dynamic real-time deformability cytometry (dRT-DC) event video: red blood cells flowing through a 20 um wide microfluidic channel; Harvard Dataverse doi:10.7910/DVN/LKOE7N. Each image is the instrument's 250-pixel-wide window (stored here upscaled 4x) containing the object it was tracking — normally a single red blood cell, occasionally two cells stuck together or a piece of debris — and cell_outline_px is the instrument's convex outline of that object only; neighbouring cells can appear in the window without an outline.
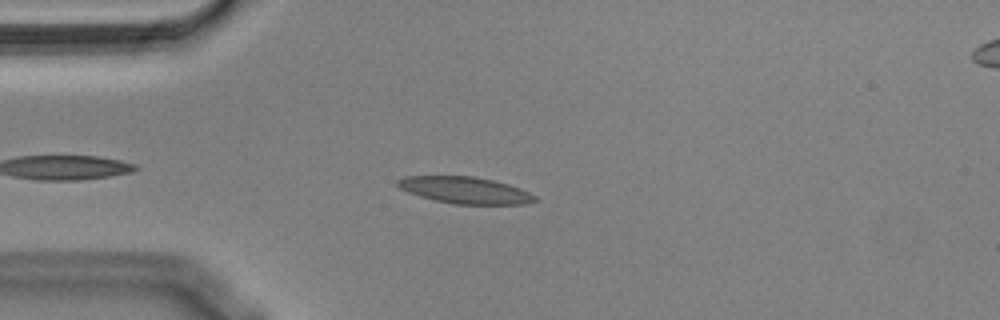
{"species": "Egyptian fruit bat (a non-hibernating species)", "species_latin": "Rousettus aegyptiacus", "temperature_condition": "cold", "stored_images_in_passage": 44, "camera_frame_rate_fps": 3000, "um_per_image_px": 0.085, "animal": {"sex": "male"}, "frame": {"image": 1, "passage_image": 6, "time_ms": 1.667, "image_size_px": [1000, 320], "cell_outline_px": [[536, 200], [528, 204], [452, 204], [420, 196], [408, 192], [400, 188], [396, 184], [396, 180], [404, 176], [472, 176], [492, 180], [508, 184], [528, 192], [536, 196]], "centroid_in_image_um": [39.5, 16.16], "position_along_channel_um": 45.5, "area_um2": 21.21}}
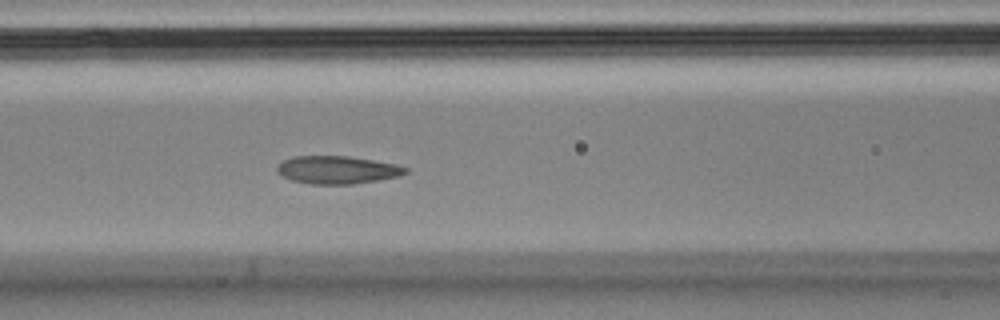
{"frame": {"image": 2, "passage_image": 15, "time_ms": 4.667, "image_size_px": [1000, 320], "cell_outline_px": [[408, 172], [400, 176], [352, 184], [312, 184], [292, 180], [284, 176], [276, 168], [284, 160], [292, 156], [348, 156], [396, 164], [408, 168]], "centroid_in_image_um": [28.7, 14.43], "position_along_channel_um": 137.9, "area_um2": 20.58}}
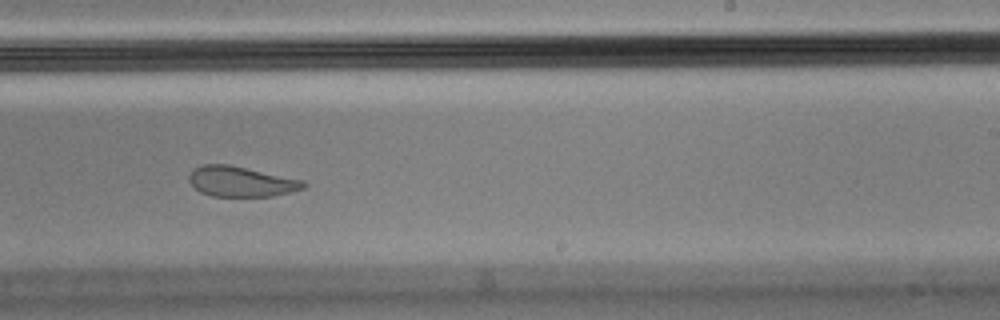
{"frame": {"image": 3, "passage_image": 26, "time_ms": 8.333, "image_size_px": [1000, 320], "cell_outline_px": [[308, 184], [304, 188], [272, 196], [212, 196], [200, 192], [188, 180], [188, 176], [192, 168], [200, 164], [228, 164], [304, 180]], "centroid_in_image_um": [20.46, 15.42], "position_along_channel_um": 268.5, "area_um2": 20.23}, "authors_computed_cell_mechanics": {"area_um2": 21.5594, "velocity_mm_per_s": 3.5688, "shape_relaxation_time_tau1_ms": null, "shape_relaxation_time_tau2_ms": 1.9199, "deformation_change_tau1": null, "deformation_change_tau2": 0.0738}}